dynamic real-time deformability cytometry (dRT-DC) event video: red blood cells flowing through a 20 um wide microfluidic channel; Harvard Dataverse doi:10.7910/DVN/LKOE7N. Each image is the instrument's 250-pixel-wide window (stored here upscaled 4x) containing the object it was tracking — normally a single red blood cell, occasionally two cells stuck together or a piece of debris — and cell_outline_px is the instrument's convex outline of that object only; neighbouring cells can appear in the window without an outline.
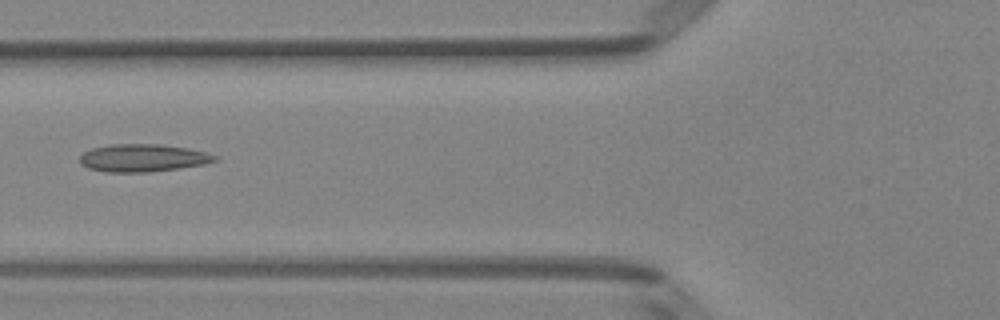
{"species": "Egyptian fruit bat (a non-hibernating species)", "species_latin": "Rousettus aegyptiacus", "temperature_condition": "room temperature", "stored_images_in_passage": 36, "camera_frame_rate_fps": 3000, "um_per_image_px": 0.085, "animal": {"sex": "female"}, "frame": {"image": 1, "passage_image": 6, "time_ms": 1.667, "image_size_px": [1000, 320], "cell_outline_px": [[216, 160], [204, 164], [180, 168], [148, 172], [108, 172], [88, 168], [80, 164], [80, 156], [84, 152], [92, 148], [108, 144], [160, 144], [188, 148], [208, 152], [216, 156]], "centroid_in_image_um": [12.13, 13.42], "position_along_channel_um": 113.7, "area_um2": 21.79}}
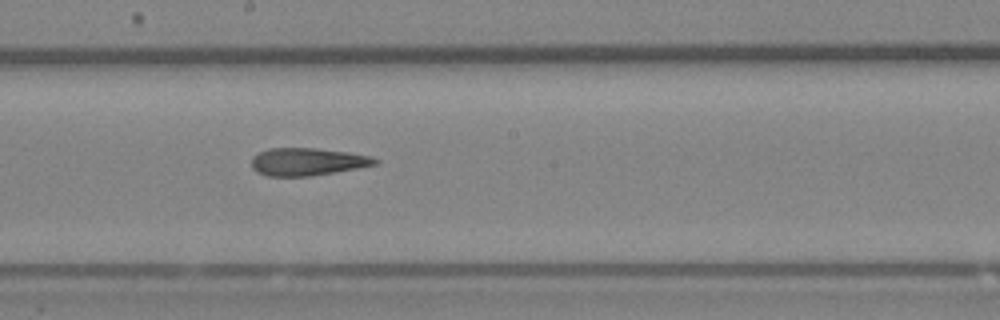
{"frame": {"image": 2, "passage_image": 14, "time_ms": 4.333, "image_size_px": [1000, 320], "cell_outline_px": [[380, 160], [376, 164], [356, 168], [312, 176], [268, 176], [256, 172], [252, 168], [252, 156], [268, 148], [316, 148], [348, 152], [372, 156]], "centroid_in_image_um": [26.11, 13.74], "position_along_channel_um": 222.1, "area_um2": 19.88}}
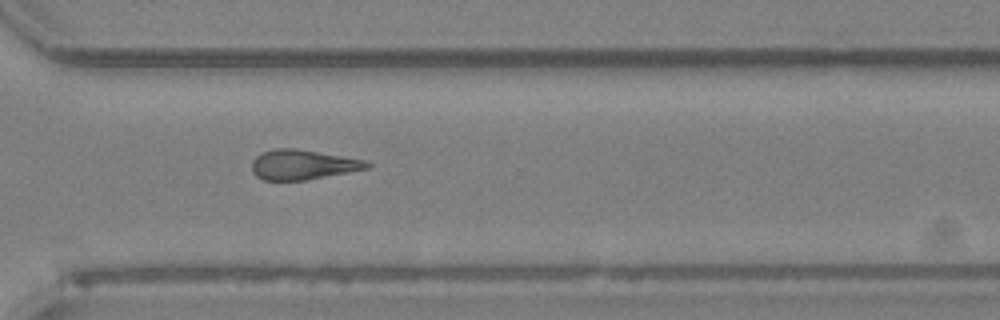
{"frame": {"image": 3, "passage_image": 23, "time_ms": 7.333, "image_size_px": [1000, 320], "cell_outline_px": [[372, 168], [308, 180], [264, 180], [256, 176], [252, 172], [252, 160], [260, 152], [276, 148], [296, 148], [364, 160], [372, 164]], "centroid_in_image_um": [25.74, 14.0], "position_along_channel_um": 344.9, "area_um2": 20.23}, "authors_computed_cell_mechanics": {"area_um2": 20.7213, "velocity_mm_per_s": 4.0979, "shape_relaxation_time_tau1_ms": null, "shape_relaxation_time_tau2_ms": 8.9806, "deformation_change_tau1": null, "deformation_change_tau2": 0.2289}}